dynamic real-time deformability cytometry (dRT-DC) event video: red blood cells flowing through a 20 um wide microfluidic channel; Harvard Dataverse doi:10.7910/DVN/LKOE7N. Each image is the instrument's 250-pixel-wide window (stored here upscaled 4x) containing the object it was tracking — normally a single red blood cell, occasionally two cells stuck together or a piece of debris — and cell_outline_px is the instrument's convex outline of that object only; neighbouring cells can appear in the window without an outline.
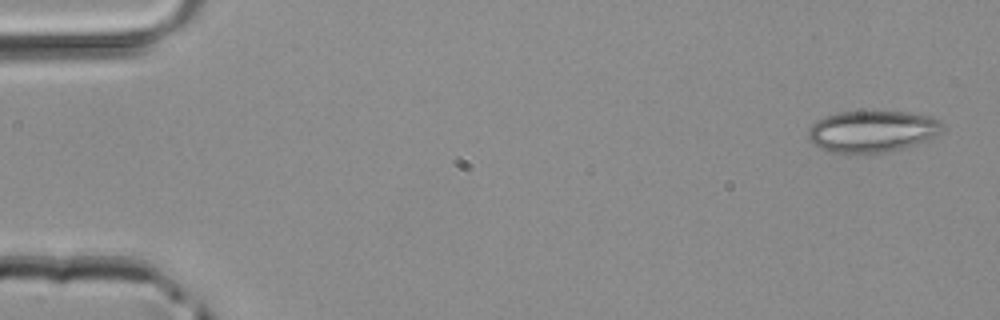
{"species": "common noctule bat (a hibernating species)", "species_latin": "Nyctalus noctula", "temperature_condition": "room temperature", "stored_images_in_passage": 4, "camera_frame_rate_fps": 3000, "um_per_image_px": 0.085, "animal": {"sex": "male", "body_mass_g": 20.4}, "frame": {"image": 1, "passage_image": 1, "time_ms": 0.0, "image_size_px": [1000, 320], "cell_outline_px": [[944, 128], [936, 136], [928, 140], [904, 148], [884, 152], [848, 156], [828, 152], [812, 144], [808, 140], [808, 128], [816, 120], [824, 116], [840, 112], [908, 112], [932, 116], [940, 120], [944, 124]], "centroid_in_image_um": [74.11, 11.2], "position_along_channel_um": 10.9, "area_um2": 33.47}}